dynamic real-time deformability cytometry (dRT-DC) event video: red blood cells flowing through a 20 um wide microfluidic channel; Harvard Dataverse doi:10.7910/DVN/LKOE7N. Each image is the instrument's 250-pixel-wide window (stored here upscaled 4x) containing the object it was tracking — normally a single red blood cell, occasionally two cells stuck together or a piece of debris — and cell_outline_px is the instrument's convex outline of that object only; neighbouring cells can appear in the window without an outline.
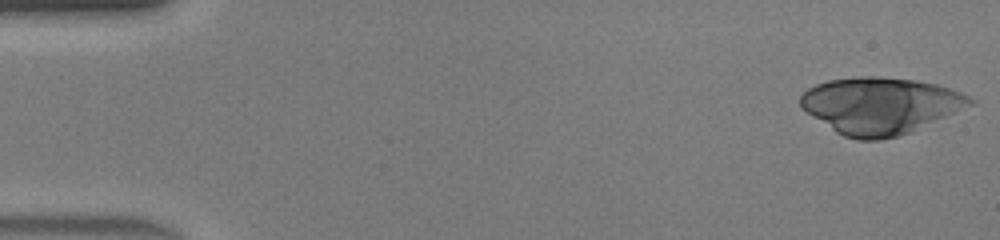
{"species": "human", "species_latin": "Homo sapiens", "temperature_condition": "warm", "stored_images_in_passage": 45, "camera_frame_rate_fps": 3000, "um_per_image_px": 0.085, "donor": {"sex": "male"}, "frame": {"image": 1, "passage_image": 1, "time_ms": 0.0, "image_size_px": [1000, 240], "cell_outline_px": [[976, 104], [912, 132], [880, 140], [856, 140], [844, 136], [836, 132], [800, 108], [800, 96], [808, 88], [816, 84], [828, 80], [860, 76], [872, 76], [916, 80], [936, 84], [960, 92], [976, 100]], "centroid_in_image_um": [74.84, 8.98], "position_along_channel_um": 10.2, "area_um2": 56.18}}